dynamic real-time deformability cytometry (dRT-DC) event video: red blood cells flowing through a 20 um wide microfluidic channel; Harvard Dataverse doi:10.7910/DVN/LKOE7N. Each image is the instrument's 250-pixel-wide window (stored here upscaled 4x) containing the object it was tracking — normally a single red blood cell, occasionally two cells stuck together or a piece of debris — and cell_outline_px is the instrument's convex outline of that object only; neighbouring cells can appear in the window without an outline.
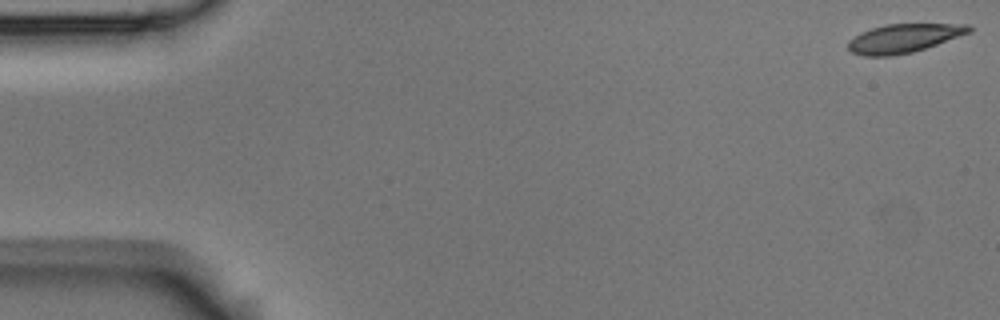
{"species": "Egyptian fruit bat (a non-hibernating species)", "species_latin": "Rousettus aegyptiacus", "temperature_condition": "room temperature", "stored_images_in_passage": 3, "camera_frame_rate_fps": 3000, "um_per_image_px": 0.085, "animal": {"sex": "male"}, "frame": {"image": 1, "passage_image": 1, "time_ms": 0.0, "image_size_px": [1000, 320], "cell_outline_px": [[972, 32], [912, 52], [892, 56], [864, 56], [852, 52], [848, 48], [848, 40], [860, 32], [872, 28], [888, 24], [968, 24], [972, 28]], "centroid_in_image_um": [76.8, 3.25], "position_along_channel_um": 8.2, "area_um2": 20.11}}